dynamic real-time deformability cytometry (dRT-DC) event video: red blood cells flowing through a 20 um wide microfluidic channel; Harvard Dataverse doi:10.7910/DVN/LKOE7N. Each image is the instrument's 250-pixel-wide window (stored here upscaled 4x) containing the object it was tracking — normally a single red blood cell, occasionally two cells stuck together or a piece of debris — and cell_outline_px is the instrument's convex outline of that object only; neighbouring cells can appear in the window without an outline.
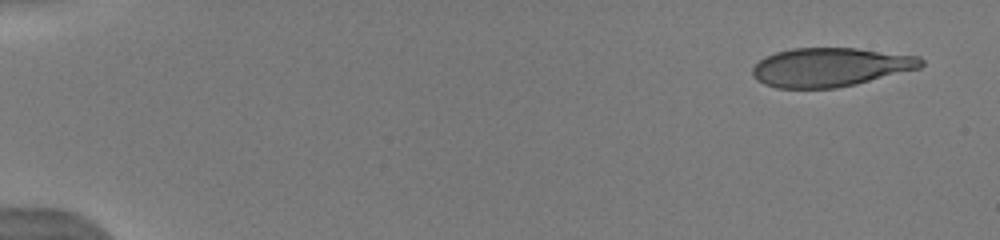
{"species": "human", "species_latin": "Homo sapiens", "temperature_condition": "warm", "stored_images_in_passage": 45, "camera_frame_rate_fps": 3000, "um_per_image_px": 0.085, "donor": {"sex": "male"}, "frame": {"image": 1, "passage_image": 1, "time_ms": 0.0, "image_size_px": [1000, 240], "cell_outline_px": [[924, 64], [920, 68], [856, 84], [836, 88], [776, 88], [764, 84], [756, 80], [752, 76], [752, 68], [764, 56], [776, 52], [792, 48], [856, 48], [920, 56], [924, 60]], "centroid_in_image_um": [70.57, 5.71], "position_along_channel_um": 14.4, "area_um2": 38.32}}
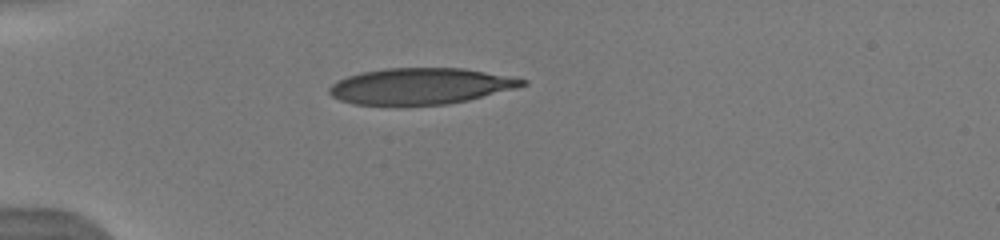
{"frame": {"image": 2, "passage_image": 12, "time_ms": 4.0, "image_size_px": [1000, 240], "cell_outline_px": [[528, 84], [516, 88], [468, 100], [448, 104], [400, 108], [356, 104], [340, 100], [332, 96], [328, 92], [328, 88], [332, 84], [348, 76], [360, 72], [384, 68], [464, 68], [528, 80]], "centroid_in_image_um": [35.69, 7.36], "position_along_channel_um": 49.3, "area_um2": 41.62}}
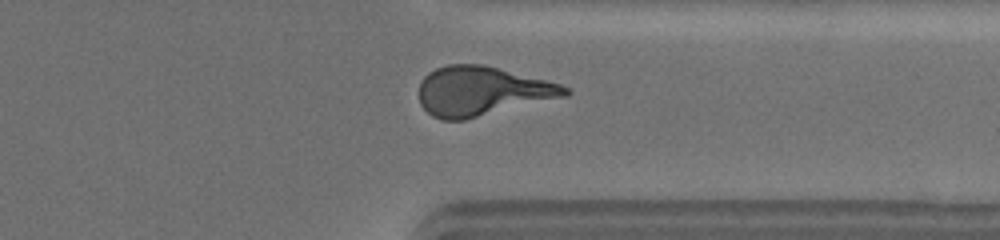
{"frame": {"image": 3, "passage_image": 36, "time_ms": 12.667, "image_size_px": [1000, 240], "cell_outline_px": [[572, 92], [568, 96], [464, 120], [444, 120], [432, 116], [420, 104], [420, 80], [428, 72], [436, 68], [448, 64], [484, 64], [560, 84], [568, 88]], "centroid_in_image_um": [40.96, 7.74], "position_along_channel_um": 370.4, "area_um2": 41.96}, "authors_computed_cell_mechanics": {"area_um2": 41.1536, "velocity_mm_per_s": 4.0008, "shape_relaxation_time_tau1_ms": 8.7894, "shape_relaxation_time_tau2_ms": 0.8663, "deformation_change_tau1": 0.3218, "deformation_change_tau2": 0.0986}}